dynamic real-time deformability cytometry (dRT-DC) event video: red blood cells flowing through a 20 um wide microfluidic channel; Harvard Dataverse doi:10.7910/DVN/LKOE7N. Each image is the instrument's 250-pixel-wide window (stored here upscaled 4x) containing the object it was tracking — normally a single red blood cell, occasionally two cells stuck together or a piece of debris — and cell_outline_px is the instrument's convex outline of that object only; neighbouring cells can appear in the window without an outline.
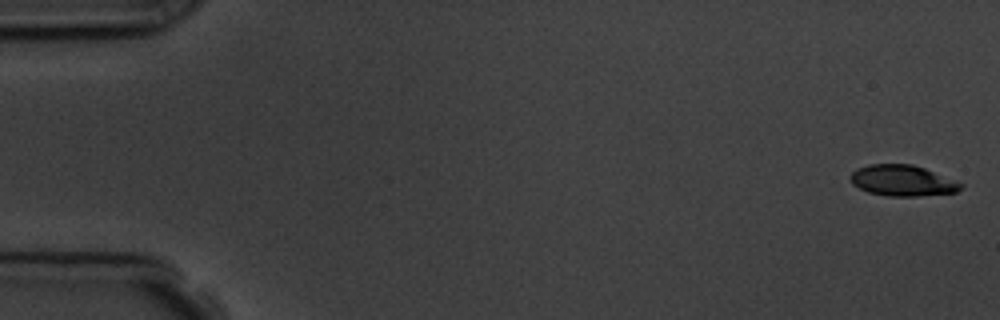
{"species": "common noctule bat (a hibernating species)", "species_latin": "Nyctalus noctula", "temperature_condition": "room temperature", "stored_images_in_passage": 6, "camera_frame_rate_fps": 3000, "um_per_image_px": 0.085, "animal": {"sex": "male", "body_mass_g": 19.5, "forearm_length_mm": 54.6}, "frame": {"image": 1, "passage_image": 1, "time_ms": 0.0, "image_size_px": [1000, 320], "cell_outline_px": [[964, 184], [956, 192], [916, 196], [888, 196], [868, 192], [852, 184], [848, 176], [856, 168], [868, 164], [912, 164], [924, 168]], "centroid_in_image_um": [76.65, 15.34], "position_along_channel_um": 8.4, "area_um2": 19.83}}
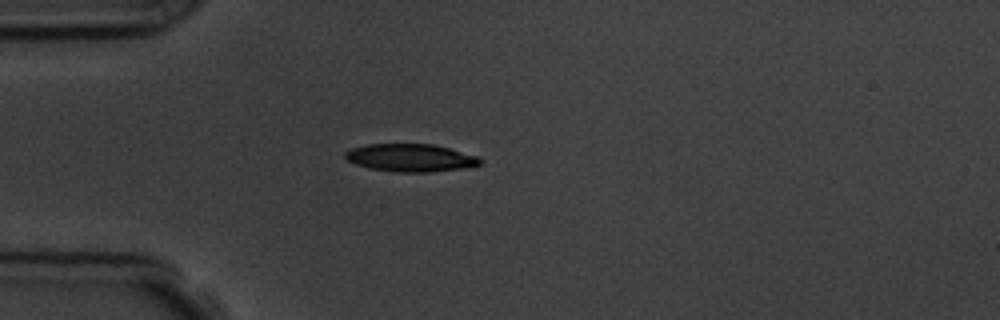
{"frame": {"image": 2, "passage_image": 5, "time_ms": 4.667, "image_size_px": [1000, 320], "cell_outline_px": [[484, 160], [480, 164], [472, 168], [428, 172], [396, 172], [368, 168], [356, 164], [348, 160], [344, 156], [344, 152], [352, 148], [368, 144], [432, 144], [448, 148], [476, 156]], "centroid_in_image_um": [34.92, 13.42], "position_along_channel_um": 50.1, "area_um2": 21.91}}